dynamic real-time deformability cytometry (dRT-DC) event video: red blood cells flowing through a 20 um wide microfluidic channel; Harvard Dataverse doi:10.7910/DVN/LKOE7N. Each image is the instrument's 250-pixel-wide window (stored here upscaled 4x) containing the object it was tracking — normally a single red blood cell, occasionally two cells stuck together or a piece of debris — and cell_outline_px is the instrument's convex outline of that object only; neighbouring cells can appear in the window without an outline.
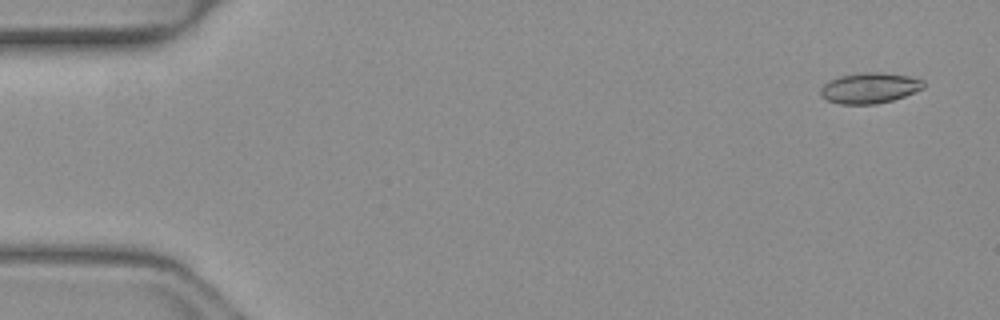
{"species": "common noctule bat (a hibernating species)", "species_latin": "Nyctalus noctula", "temperature_condition": "warm", "stored_images_in_passage": 49, "camera_frame_rate_fps": 3000, "um_per_image_px": 0.085, "animal": {"sex": "female", "body_mass_g": 19.3, "forearm_length_mm": 54.1}, "frame": {"image": 1, "passage_image": 3, "time_ms": 0.667, "image_size_px": [1000, 320], "cell_outline_px": [[924, 88], [904, 96], [892, 100], [876, 104], [840, 104], [828, 100], [820, 96], [820, 88], [828, 80], [840, 76], [860, 72], [880, 72], [908, 76], [924, 80]], "centroid_in_image_um": [73.89, 7.47], "position_along_channel_um": 11.1, "area_um2": 18.44}}
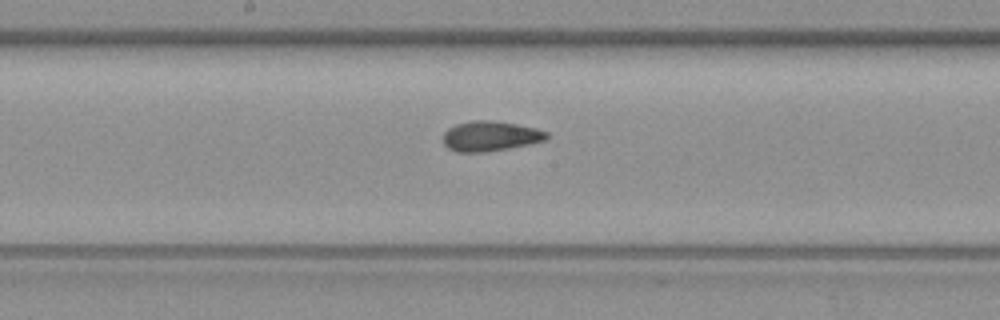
{"frame": {"image": 2, "passage_image": 27, "time_ms": 8.667, "image_size_px": [1000, 320], "cell_outline_px": [[548, 140], [508, 148], [484, 152], [456, 152], [448, 148], [444, 144], [440, 136], [448, 128], [456, 124], [472, 120], [488, 120], [516, 124], [536, 128], [548, 132]], "centroid_in_image_um": [41.64, 11.57], "position_along_channel_um": 206.6, "area_um2": 18.26}}
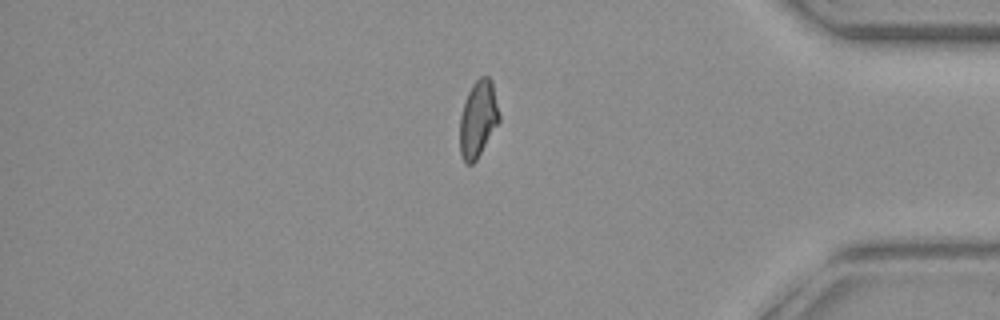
{"frame": {"image": 3, "passage_image": 43, "time_ms": 14.0, "image_size_px": [1000, 320], "cell_outline_px": [[500, 120], [476, 160], [472, 164], [468, 164], [464, 160], [460, 152], [460, 116], [468, 92], [472, 84], [480, 76], [488, 76], [492, 80], [500, 112]], "centroid_in_image_um": [40.65, 10.07], "position_along_channel_um": 394.5, "area_um2": 17.51}}